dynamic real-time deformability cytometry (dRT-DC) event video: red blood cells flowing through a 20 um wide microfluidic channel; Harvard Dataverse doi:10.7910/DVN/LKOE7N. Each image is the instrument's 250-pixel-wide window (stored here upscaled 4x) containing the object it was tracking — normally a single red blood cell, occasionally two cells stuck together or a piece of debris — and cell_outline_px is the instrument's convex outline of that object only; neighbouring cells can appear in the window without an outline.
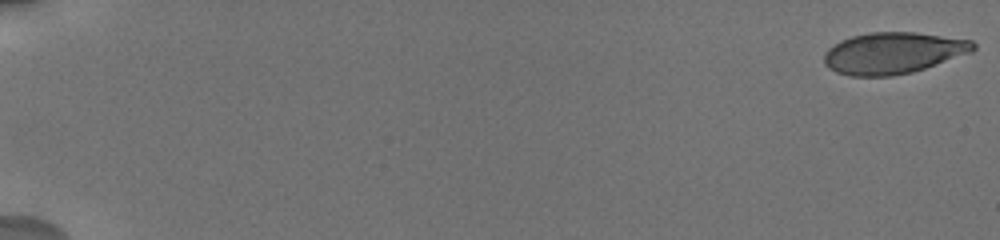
{"species": "human", "species_latin": "Homo sapiens", "temperature_condition": "cold", "stored_images_in_passage": 10, "camera_frame_rate_fps": 3000, "um_per_image_px": 0.085, "donor": {"sex": "male"}, "frame": {"image": 1, "passage_image": 1, "time_ms": 0.0, "image_size_px": [1000, 240], "cell_outline_px": [[976, 48], [972, 52], [912, 72], [892, 76], [852, 76], [836, 72], [828, 68], [824, 64], [824, 52], [828, 48], [840, 40], [852, 36], [868, 32], [916, 32], [972, 40], [976, 44]], "centroid_in_image_um": [75.89, 4.5], "position_along_channel_um": 9.1, "area_um2": 36.13}}
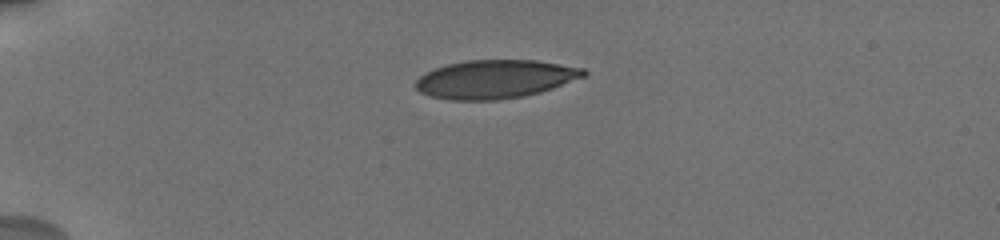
{"frame": {"image": 2, "passage_image": 7, "time_ms": 5.0, "image_size_px": [1000, 240], "cell_outline_px": [[588, 72], [584, 76], [552, 88], [540, 92], [524, 96], [496, 100], [452, 100], [428, 96], [420, 92], [416, 88], [416, 80], [420, 76], [436, 68], [448, 64], [468, 60], [536, 60], [584, 68]], "centroid_in_image_um": [42.08, 6.73], "position_along_channel_um": 42.9, "area_um2": 37.45}}
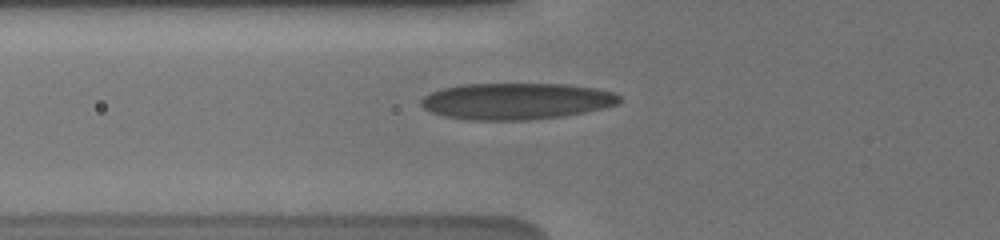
{"frame": {"image": 3, "passage_image": 10, "time_ms": 7.333, "image_size_px": [1000, 240], "cell_outline_px": [[620, 100], [616, 104], [604, 108], [564, 116], [524, 120], [472, 120], [444, 116], [432, 112], [424, 108], [420, 104], [420, 100], [424, 96], [440, 88], [460, 84], [568, 84], [596, 88], [616, 92], [620, 96]], "centroid_in_image_um": [43.88, 8.59], "position_along_channel_um": 81.9, "area_um2": 42.31}}